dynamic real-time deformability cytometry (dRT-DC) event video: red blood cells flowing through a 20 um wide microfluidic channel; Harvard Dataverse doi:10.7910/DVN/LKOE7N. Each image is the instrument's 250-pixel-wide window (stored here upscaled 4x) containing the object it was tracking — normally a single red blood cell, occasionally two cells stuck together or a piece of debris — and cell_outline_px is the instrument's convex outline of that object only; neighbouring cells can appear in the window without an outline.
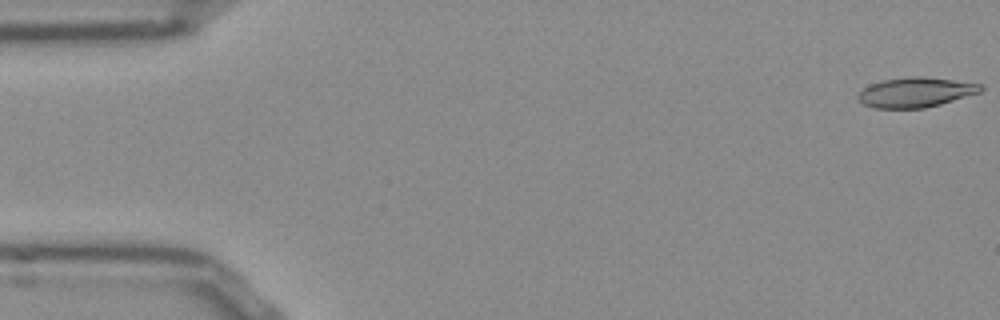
{"species": "Egyptian fruit bat (a non-hibernating species)", "species_latin": "Rousettus aegyptiacus", "temperature_condition": "room temperature", "stored_images_in_passage": 10, "camera_frame_rate_fps": 3000, "um_per_image_px": 0.085, "frame": {"image": 1, "passage_image": 1, "time_ms": 0.0, "image_size_px": [1000, 320], "cell_outline_px": [[984, 88], [980, 92], [940, 104], [924, 108], [872, 108], [864, 104], [856, 96], [868, 84], [880, 80], [912, 76], [920, 76], [952, 80], [980, 84]], "centroid_in_image_um": [77.78, 7.84], "position_along_channel_um": 7.2, "area_um2": 21.21}}